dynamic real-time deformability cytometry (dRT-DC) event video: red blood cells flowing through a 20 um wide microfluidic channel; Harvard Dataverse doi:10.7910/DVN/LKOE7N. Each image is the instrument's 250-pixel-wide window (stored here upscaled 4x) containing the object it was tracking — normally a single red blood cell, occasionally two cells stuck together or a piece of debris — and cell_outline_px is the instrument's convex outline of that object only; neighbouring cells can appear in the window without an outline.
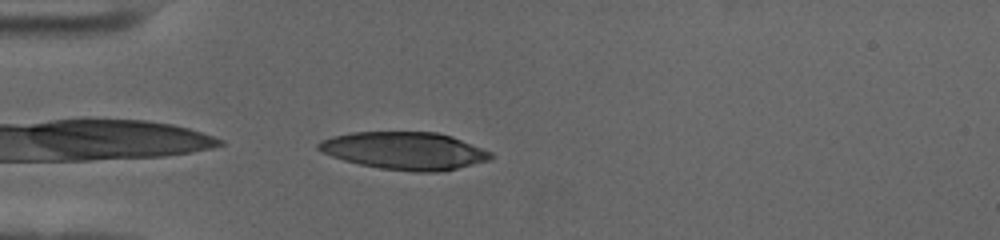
{"species": "human", "species_latin": "Homo sapiens", "temperature_condition": "cold", "stored_images_in_passage": 42, "camera_frame_rate_fps": 3000, "um_per_image_px": 0.085, "donor": {"sex": "female"}, "frame": {"image": 1, "passage_image": 1, "time_ms": 0.0, "image_size_px": [1000, 240], "cell_outline_px": [[496, 156], [488, 160], [456, 168], [436, 172], [412, 172], [380, 168], [360, 164], [344, 160], [320, 152], [316, 148], [316, 144], [320, 140], [332, 136], [352, 132], [436, 132], [452, 136], [492, 152]], "centroid_in_image_um": [34.36, 12.81], "position_along_channel_um": 50.6, "area_um2": 37.74}}
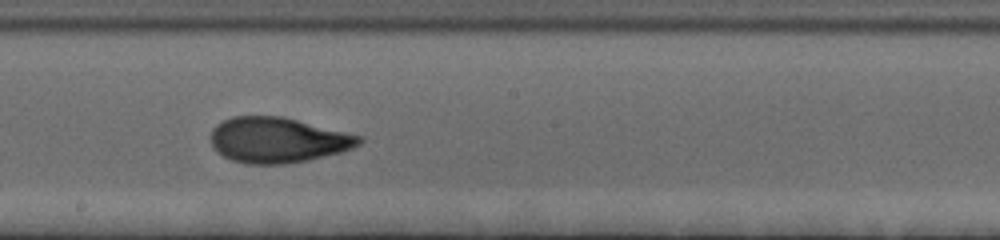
{"frame": {"image": 2, "passage_image": 17, "time_ms": 5.333, "image_size_px": [1000, 240], "cell_outline_px": [[364, 140], [360, 144], [352, 148], [340, 152], [308, 160], [288, 164], [244, 164], [232, 160], [216, 152], [212, 148], [212, 128], [216, 124], [232, 116], [280, 116], [364, 136]], "centroid_in_image_um": [23.61, 11.91], "position_along_channel_um": 224.6, "area_um2": 39.36}}
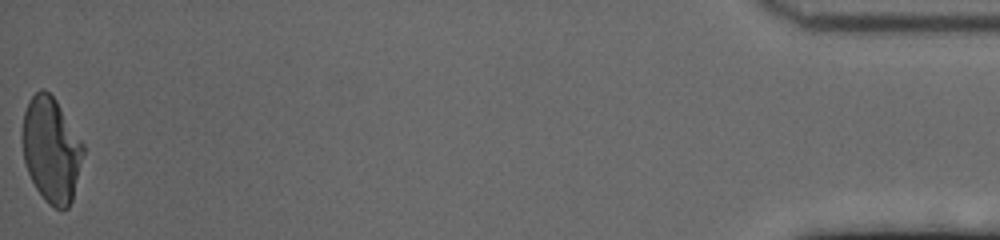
{"frame": {"image": 3, "passage_image": 42, "time_ms": 13.667, "image_size_px": [1000, 240], "cell_outline_px": [[84, 152], [72, 200], [68, 208], [56, 208], [48, 204], [44, 200], [36, 188], [28, 172], [24, 160], [20, 136], [24, 112], [28, 100], [40, 88], [44, 88], [56, 100], [84, 144]], "centroid_in_image_um": [4.33, 12.71], "position_along_channel_um": 430.9, "area_um2": 37.45}, "authors_computed_cell_mechanics": {"area_um2": 38.2058, "velocity_mm_per_s": 3.5438, "shape_relaxation_time_tau1_ms": 6.2214, "shape_relaxation_time_tau2_ms": 1.3022, "deformation_change_tau1": 0.223, "deformation_change_tau2": 0.0773}}